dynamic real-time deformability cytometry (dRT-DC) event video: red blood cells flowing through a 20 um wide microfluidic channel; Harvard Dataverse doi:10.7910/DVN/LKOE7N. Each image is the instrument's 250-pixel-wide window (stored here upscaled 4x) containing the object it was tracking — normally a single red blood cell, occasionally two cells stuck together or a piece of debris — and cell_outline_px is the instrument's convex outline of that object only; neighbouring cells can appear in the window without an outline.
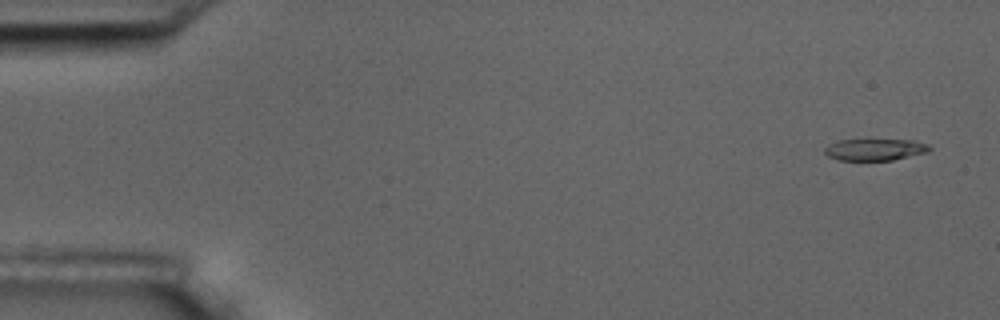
{"species": "common noctule bat (a hibernating species)", "species_latin": "Nyctalus noctula", "temperature_condition": "room temperature", "stored_images_in_passage": 5, "camera_frame_rate_fps": 3000, "um_per_image_px": 0.085, "animal": {"sex": "male", "body_mass_g": 17.5, "forearm_length_mm": 52.3}, "frame": {"image": 1, "passage_image": 1, "time_ms": 0.0, "image_size_px": [1000, 320], "cell_outline_px": [[932, 148], [928, 152], [892, 160], [836, 160], [828, 156], [824, 152], [824, 148], [828, 144], [836, 140], [868, 136], [916, 140], [928, 144]], "centroid_in_image_um": [74.35, 12.64], "position_along_channel_um": 10.7, "area_um2": 14.51}}
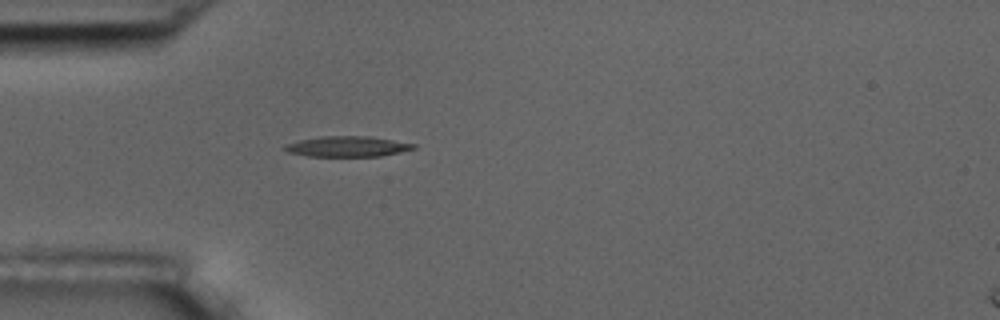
{"frame": {"image": 2, "passage_image": 5, "time_ms": 4.667, "image_size_px": [1000, 320], "cell_outline_px": [[416, 148], [400, 152], [380, 156], [308, 156], [288, 152], [280, 148], [284, 144], [300, 140], [320, 136], [368, 136], [416, 144]], "centroid_in_image_um": [29.47, 12.45], "position_along_channel_um": 55.5, "area_um2": 15.37}}